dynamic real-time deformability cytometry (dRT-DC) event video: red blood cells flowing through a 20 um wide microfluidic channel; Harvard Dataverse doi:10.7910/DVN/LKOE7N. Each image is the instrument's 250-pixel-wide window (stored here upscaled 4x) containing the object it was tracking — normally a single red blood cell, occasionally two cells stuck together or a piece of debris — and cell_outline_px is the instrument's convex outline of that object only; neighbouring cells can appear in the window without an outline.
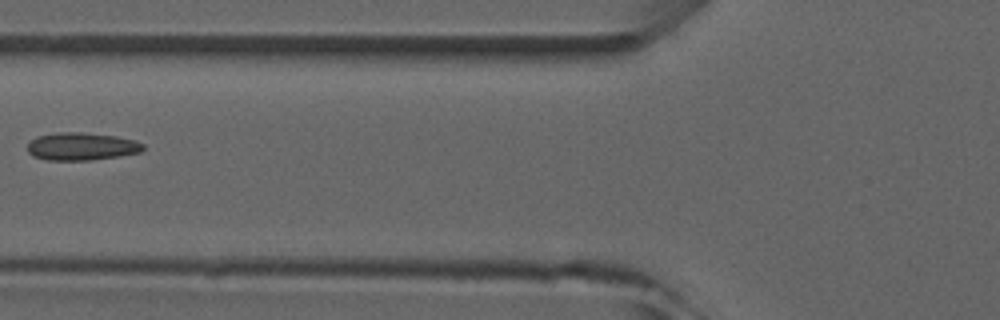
{"species": "common noctule bat (a hibernating species)", "species_latin": "Nyctalus noctula", "temperature_condition": "room temperature", "stored_images_in_passage": 6, "camera_frame_rate_fps": 3000, "um_per_image_px": 0.085, "animal": {"sex": "male", "forearm_length_mm": 52.5}, "frame": {"image": 1, "passage_image": 5, "time_ms": 5.667, "image_size_px": [1000, 320], "cell_outline_px": [[144, 148], [140, 152], [120, 156], [92, 160], [48, 160], [32, 156], [28, 152], [28, 144], [36, 136], [56, 132], [80, 132], [116, 136], [136, 140], [144, 144]], "centroid_in_image_um": [6.93, 12.44], "position_along_channel_um": 118.9, "area_um2": 18.79}}
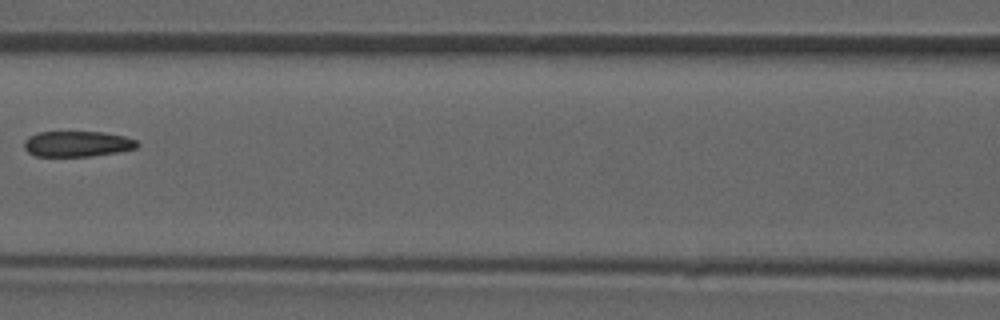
{"frame": {"image": 2, "passage_image": 6, "time_ms": 6.667, "image_size_px": [1000, 320], "cell_outline_px": [[140, 144], [136, 148], [120, 152], [92, 156], [36, 156], [28, 152], [24, 148], [24, 140], [28, 136], [40, 132], [104, 132], [124, 136], [136, 140]], "centroid_in_image_um": [6.58, 12.23], "position_along_channel_um": 160.0, "area_um2": 16.99}}